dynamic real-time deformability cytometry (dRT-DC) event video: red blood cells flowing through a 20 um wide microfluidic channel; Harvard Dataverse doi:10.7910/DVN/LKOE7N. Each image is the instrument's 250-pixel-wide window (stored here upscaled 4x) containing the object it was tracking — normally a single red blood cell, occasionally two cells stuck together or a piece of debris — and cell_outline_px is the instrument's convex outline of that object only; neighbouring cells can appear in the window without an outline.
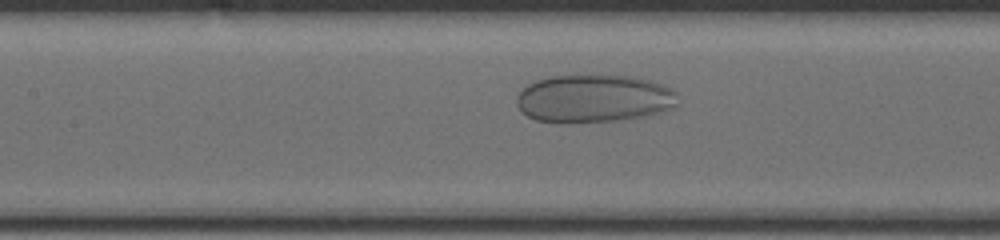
{"species": "human", "species_latin": "Homo sapiens", "temperature_condition": "cold", "stored_images_in_passage": 40, "camera_frame_rate_fps": 3000, "um_per_image_px": 0.085, "donor": {"sex": "male"}, "frame": {"image": 1, "passage_image": 11, "time_ms": 4.667, "image_size_px": [1000, 240], "cell_outline_px": [[676, 104], [668, 108], [640, 116], [616, 120], [568, 124], [560, 124], [536, 120], [520, 112], [516, 104], [516, 96], [528, 84], [536, 80], [552, 76], [632, 76], [648, 80], [660, 84], [676, 92]], "centroid_in_image_um": [50.36, 8.39], "position_along_channel_um": 157.0, "area_um2": 44.62}}
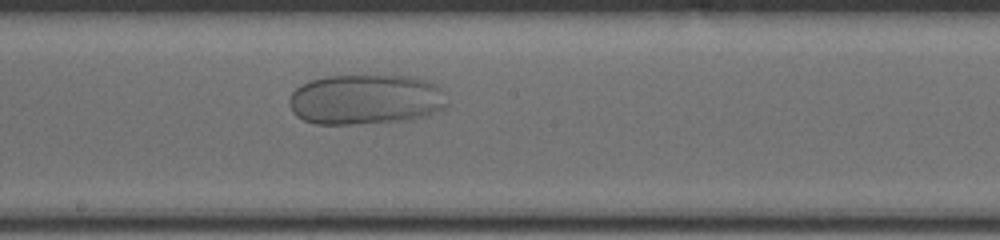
{"frame": {"image": 2, "passage_image": 16, "time_ms": 6.333, "image_size_px": [1000, 240], "cell_outline_px": [[448, 104], [444, 108], [424, 116], [404, 120], [352, 124], [316, 124], [304, 120], [296, 116], [292, 112], [288, 100], [292, 92], [296, 88], [312, 80], [328, 76], [412, 76], [428, 80], [436, 84], [444, 92]], "centroid_in_image_um": [31.09, 8.45], "position_along_channel_um": 217.1, "area_um2": 46.24}}
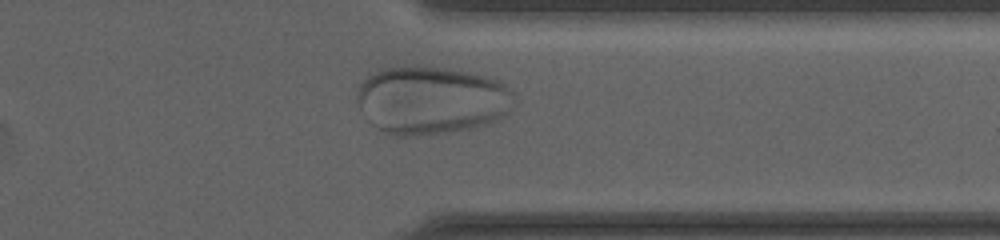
{"frame": {"image": 3, "passage_image": 30, "time_ms": 10.667, "image_size_px": [1000, 240], "cell_outline_px": [[516, 104], [500, 120], [472, 128], [448, 132], [408, 136], [392, 136], [380, 128], [356, 100], [356, 92], [360, 84], [368, 76], [376, 72], [388, 68], [404, 64], [428, 64], [468, 72], [500, 80], [516, 96]], "centroid_in_image_um": [36.75, 8.47], "position_along_channel_um": 374.7, "area_um2": 62.6}}